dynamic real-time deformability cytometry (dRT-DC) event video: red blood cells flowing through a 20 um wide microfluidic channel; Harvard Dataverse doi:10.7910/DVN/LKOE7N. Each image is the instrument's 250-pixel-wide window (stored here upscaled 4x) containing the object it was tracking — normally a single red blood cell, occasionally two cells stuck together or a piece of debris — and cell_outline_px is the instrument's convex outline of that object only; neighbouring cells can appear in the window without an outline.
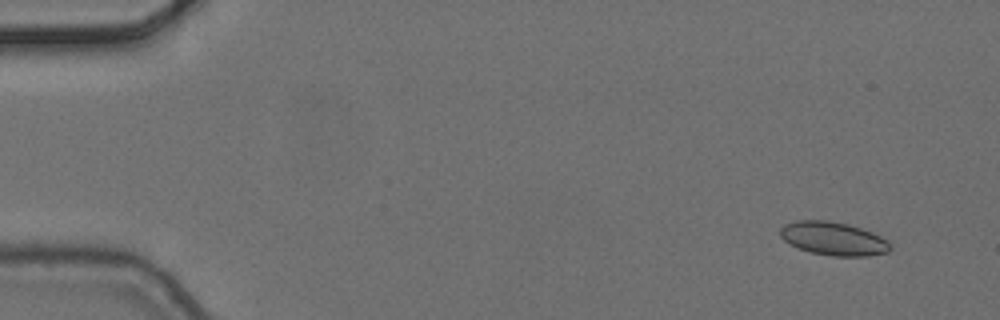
{"species": "common noctule bat (a hibernating species)", "species_latin": "Nyctalus noctula", "temperature_condition": "cold", "stored_images_in_passage": 6, "camera_frame_rate_fps": 3000, "um_per_image_px": 0.085, "animal": {"sex": "female", "body_mass_g": 24.6, "forearm_length_mm": 56.2}, "frame": {"image": 1, "passage_image": 2, "time_ms": 0.333, "image_size_px": [1000, 320], "cell_outline_px": [[892, 248], [888, 252], [868, 256], [832, 256], [812, 252], [788, 244], [780, 236], [780, 228], [784, 224], [796, 220], [828, 220], [848, 224], [872, 232], [888, 240]], "centroid_in_image_um": [70.84, 20.27], "position_along_channel_um": 14.2, "area_um2": 21.5}}
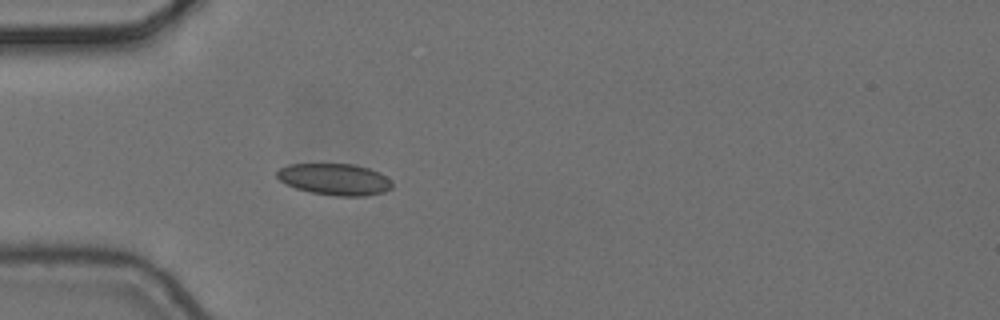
{"frame": {"image": 2, "passage_image": 6, "time_ms": 1.667, "image_size_px": [1000, 320], "cell_outline_px": [[392, 188], [384, 192], [364, 196], [336, 196], [312, 192], [296, 188], [280, 180], [276, 176], [276, 172], [280, 168], [288, 164], [356, 164], [380, 172], [392, 180]], "centroid_in_image_um": [28.48, 15.23], "position_along_channel_um": 56.5, "area_um2": 21.21}}